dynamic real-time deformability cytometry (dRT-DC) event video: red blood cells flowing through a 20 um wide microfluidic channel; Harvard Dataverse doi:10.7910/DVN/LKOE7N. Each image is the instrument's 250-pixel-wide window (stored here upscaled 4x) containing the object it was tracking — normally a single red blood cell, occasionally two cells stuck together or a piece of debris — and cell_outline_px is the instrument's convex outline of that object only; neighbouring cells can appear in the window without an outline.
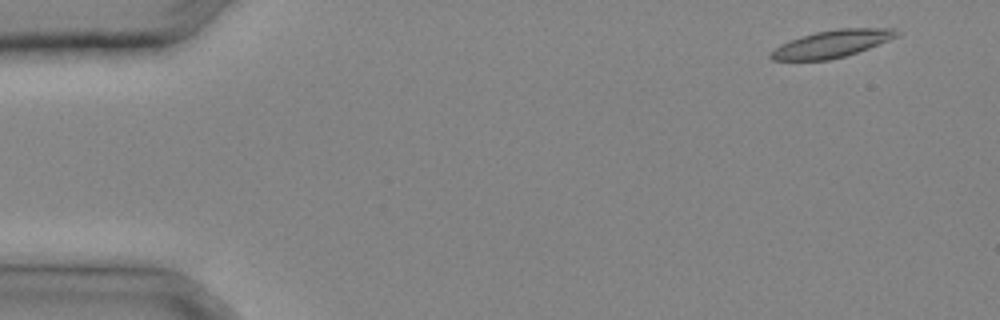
{"species": "common noctule bat (a hibernating species)", "species_latin": "Nyctalus noctula", "temperature_condition": "cold", "stored_images_in_passage": 28, "camera_frame_rate_fps": 3000, "um_per_image_px": 0.085, "animal": {"sex": "male", "body_mass_g": 20.4}, "frame": {"image": 1, "passage_image": 2, "time_ms": 0.333, "image_size_px": [1000, 320], "cell_outline_px": [[900, 32], [896, 36], [888, 40], [868, 48], [844, 56], [828, 60], [772, 60], [768, 56], [768, 52], [780, 44], [816, 32], [840, 28], [896, 28]], "centroid_in_image_um": [70.68, 3.72], "position_along_channel_um": 14.3, "area_um2": 19.77}}
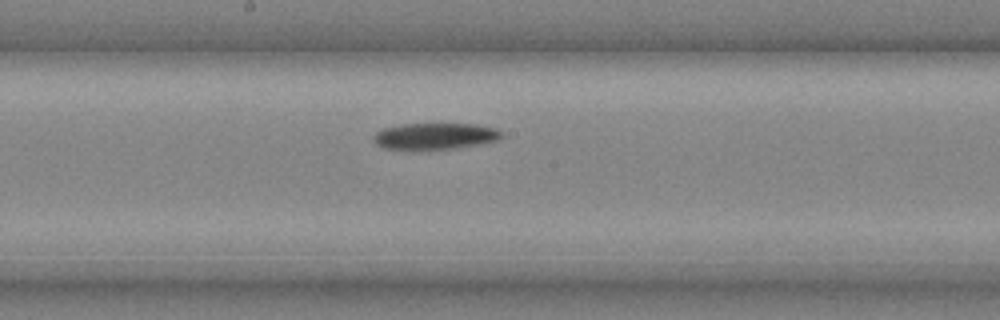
{"frame": {"image": 2, "passage_image": 17, "time_ms": 5.333, "image_size_px": [1000, 320], "cell_outline_px": [[504, 136], [500, 140], [480, 144], [452, 148], [412, 152], [384, 148], [376, 144], [372, 136], [376, 132], [384, 128], [400, 124], [476, 124], [496, 128]], "centroid_in_image_um": [36.93, 11.6], "position_along_channel_um": 211.3, "area_um2": 20.35}}
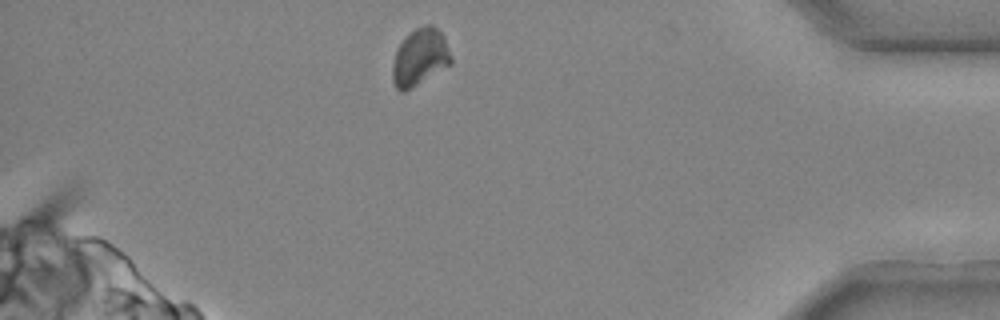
{"frame": {"image": 3, "passage_image": 28, "time_ms": 9.0, "image_size_px": [1000, 320], "cell_outline_px": [[452, 64], [404, 92], [400, 92], [396, 88], [392, 80], [392, 64], [396, 52], [400, 44], [416, 28], [424, 24], [432, 24], [444, 36], [452, 56]], "centroid_in_image_um": [35.71, 4.88], "position_along_channel_um": 399.5, "area_um2": 19.36}}